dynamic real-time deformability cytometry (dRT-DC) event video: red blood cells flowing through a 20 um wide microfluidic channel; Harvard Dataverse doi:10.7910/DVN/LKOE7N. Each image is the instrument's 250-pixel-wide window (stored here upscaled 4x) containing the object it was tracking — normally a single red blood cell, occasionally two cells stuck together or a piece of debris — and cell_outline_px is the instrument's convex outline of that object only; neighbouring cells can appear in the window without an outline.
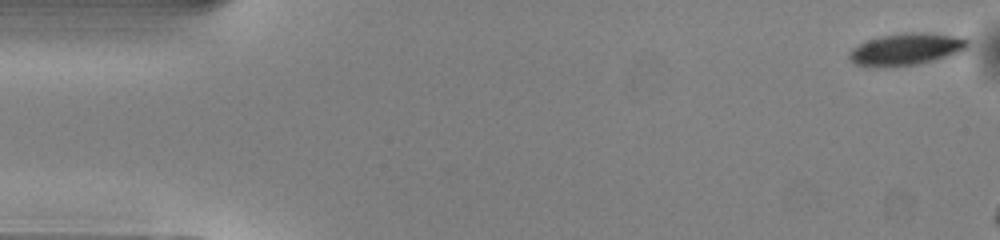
{"species": "common noctule bat (a hibernating species)", "species_latin": "Nyctalus noctula", "temperature_condition": "warm", "stored_images_in_passage": 7, "camera_frame_rate_fps": 3000, "um_per_image_px": 0.085, "animal": {"sex": "male", "body_mass_g": 13.0, "forearm_length_mm": 53.1}, "frame": {"image": 1, "passage_image": 1, "time_ms": 0.0, "image_size_px": [1000, 240], "cell_outline_px": [[968, 48], [960, 52], [920, 64], [884, 68], [868, 68], [852, 64], [848, 56], [848, 52], [852, 48], [868, 40], [880, 36], [904, 32], [932, 32], [964, 36], [968, 40]], "centroid_in_image_um": [77.01, 4.19], "position_along_channel_um": 8.0, "area_um2": 22.89}}